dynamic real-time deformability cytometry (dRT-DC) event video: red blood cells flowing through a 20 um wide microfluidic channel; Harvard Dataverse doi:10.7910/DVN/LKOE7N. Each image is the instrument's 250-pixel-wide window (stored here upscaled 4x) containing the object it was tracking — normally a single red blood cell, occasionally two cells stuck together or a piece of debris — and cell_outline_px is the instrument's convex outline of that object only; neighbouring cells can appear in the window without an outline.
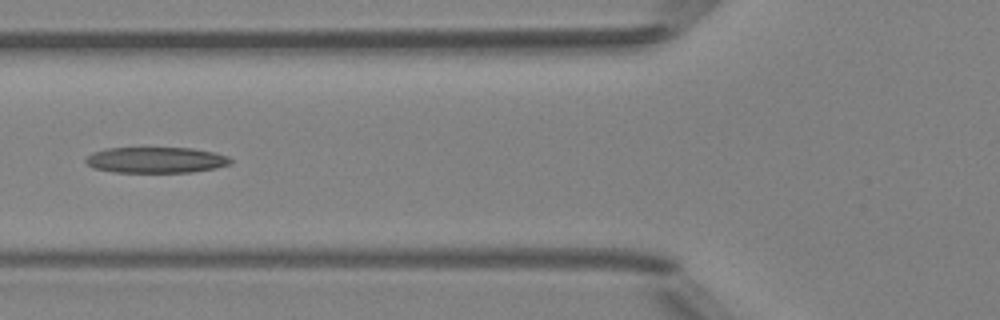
{"species": "Egyptian fruit bat (a non-hibernating species)", "species_latin": "Rousettus aegyptiacus", "temperature_condition": "room temperature", "stored_images_in_passage": 7, "camera_frame_rate_fps": 3000, "um_per_image_px": 0.085, "animal": {"sex": "female"}, "frame": {"image": 1, "passage_image": 6, "time_ms": 6.0, "image_size_px": [1000, 320], "cell_outline_px": [[232, 164], [216, 168], [192, 172], [116, 172], [96, 168], [88, 164], [84, 160], [92, 152], [108, 148], [192, 148], [216, 152], [228, 156], [232, 160]], "centroid_in_image_um": [13.32, 13.59], "position_along_channel_um": 112.5, "area_um2": 21.85}}
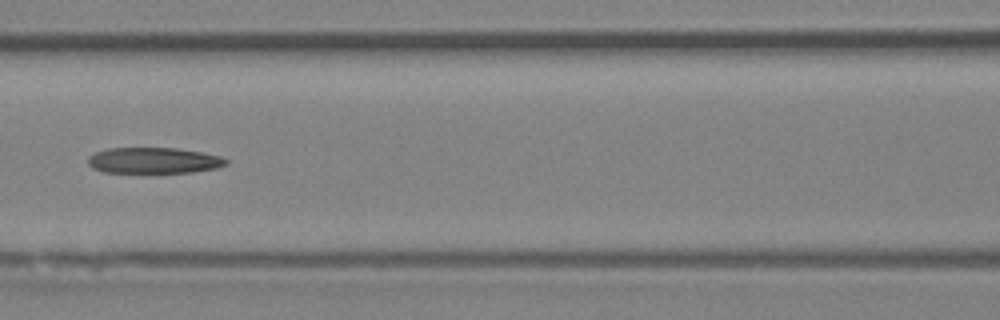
{"frame": {"image": 2, "passage_image": 7, "time_ms": 7.0, "image_size_px": [1000, 320], "cell_outline_px": [[228, 164], [216, 168], [192, 172], [104, 172], [92, 168], [88, 164], [88, 156], [96, 152], [108, 148], [176, 148], [200, 152], [220, 156], [228, 160]], "centroid_in_image_um": [13.06, 13.64], "position_along_channel_um": 153.5, "area_um2": 20.75}}